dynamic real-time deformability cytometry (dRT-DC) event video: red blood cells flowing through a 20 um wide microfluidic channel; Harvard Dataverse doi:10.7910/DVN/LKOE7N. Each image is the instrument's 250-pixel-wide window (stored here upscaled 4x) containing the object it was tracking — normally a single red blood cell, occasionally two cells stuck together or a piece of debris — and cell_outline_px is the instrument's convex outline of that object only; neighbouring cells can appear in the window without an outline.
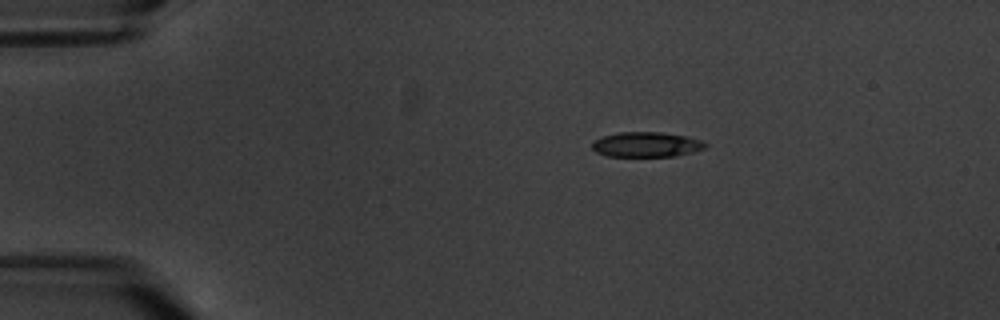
{"species": "common noctule bat (a hibernating species)", "species_latin": "Nyctalus noctula", "temperature_condition": "warm", "stored_images_in_passage": 3, "camera_frame_rate_fps": 3000, "um_per_image_px": 0.085, "animal": {"sex": "male", "body_mass_g": 20.1, "forearm_length_mm": 53.5}, "frame": {"image": 1, "passage_image": 1, "time_ms": 0.0, "image_size_px": [1000, 320], "cell_outline_px": [[708, 144], [704, 148], [692, 152], [676, 156], [608, 156], [596, 152], [592, 148], [592, 140], [604, 136], [620, 132], [660, 132], [688, 136], [704, 140]], "centroid_in_image_um": [54.97, 12.28], "position_along_channel_um": 30.0, "area_um2": 16.59}}